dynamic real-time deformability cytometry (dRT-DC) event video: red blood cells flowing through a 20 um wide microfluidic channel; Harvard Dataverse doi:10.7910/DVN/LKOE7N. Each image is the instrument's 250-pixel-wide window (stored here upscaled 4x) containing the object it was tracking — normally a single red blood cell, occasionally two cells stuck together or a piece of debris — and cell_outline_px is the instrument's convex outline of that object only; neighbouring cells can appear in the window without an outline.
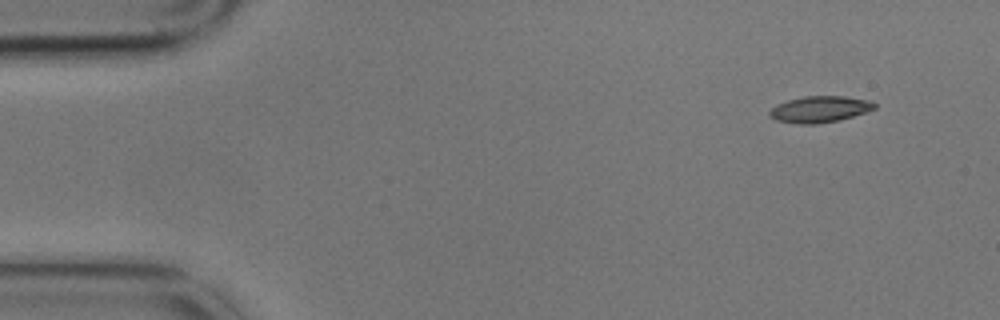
{"species": "common noctule bat (a hibernating species)", "species_latin": "Nyctalus noctula", "temperature_condition": "cold", "stored_images_in_passage": 4, "camera_frame_rate_fps": 3000, "um_per_image_px": 0.085, "animal": {"sex": "male", "body_mass_g": 17.9}, "frame": {"image": 1, "passage_image": 1, "time_ms": 0.0, "image_size_px": [1000, 320], "cell_outline_px": [[876, 108], [840, 120], [816, 124], [800, 124], [776, 120], [768, 116], [768, 112], [776, 104], [788, 100], [804, 96], [844, 96], [868, 100], [876, 104]], "centroid_in_image_um": [69.64, 9.29], "position_along_channel_um": 15.4, "area_um2": 16.07}}
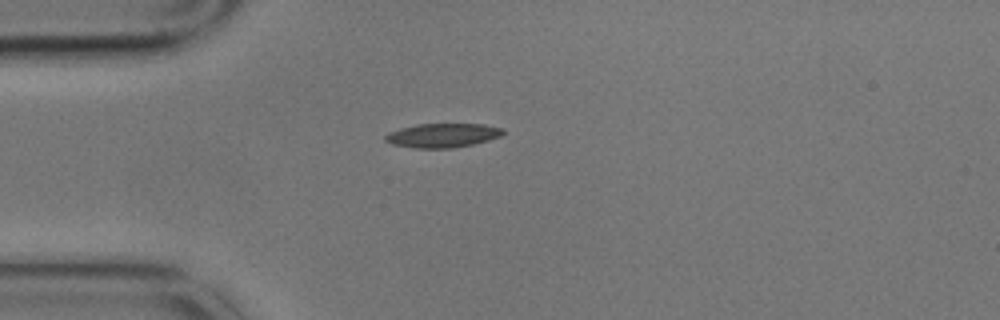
{"frame": {"image": 2, "passage_image": 4, "time_ms": 1.0, "image_size_px": [1000, 320], "cell_outline_px": [[508, 132], [500, 136], [488, 140], [472, 144], [452, 148], [412, 148], [392, 144], [384, 140], [384, 136], [388, 132], [400, 128], [416, 124], [484, 124], [504, 128]], "centroid_in_image_um": [37.63, 11.5], "position_along_channel_um": 47.4, "area_um2": 16.7}}